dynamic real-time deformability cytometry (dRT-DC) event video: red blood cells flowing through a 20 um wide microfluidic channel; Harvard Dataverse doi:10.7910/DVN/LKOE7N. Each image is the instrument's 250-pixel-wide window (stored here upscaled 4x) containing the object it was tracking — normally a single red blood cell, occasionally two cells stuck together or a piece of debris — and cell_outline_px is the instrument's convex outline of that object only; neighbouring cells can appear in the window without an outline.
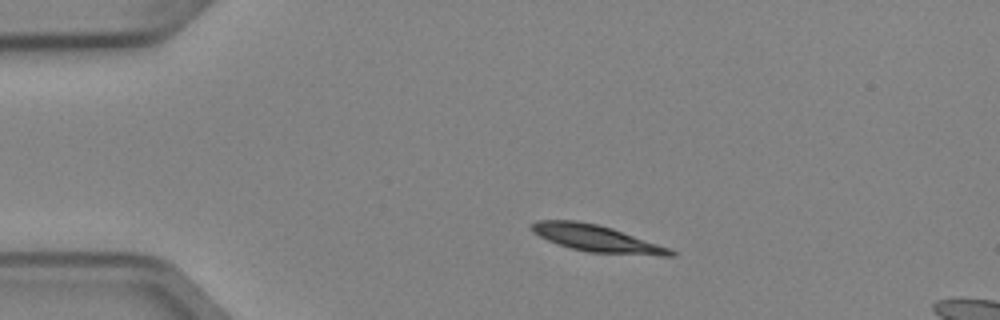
{"species": "Egyptian fruit bat (a non-hibernating species)", "species_latin": "Rousettus aegyptiacus", "temperature_condition": "cold", "stored_images_in_passage": 3, "camera_frame_rate_fps": 3000, "um_per_image_px": 0.085, "animal": {"sex": "female"}, "frame": {"image": 1, "passage_image": 2, "time_ms": 0.333, "image_size_px": [1000, 320], "cell_outline_px": [[676, 256], [660, 256], [588, 252], [572, 248], [548, 240], [532, 232], [532, 224], [536, 220], [576, 220], [596, 224], [612, 228], [672, 248], [676, 252]], "centroid_in_image_um": [50.79, 20.27], "position_along_channel_um": 34.2, "area_um2": 21.62}}